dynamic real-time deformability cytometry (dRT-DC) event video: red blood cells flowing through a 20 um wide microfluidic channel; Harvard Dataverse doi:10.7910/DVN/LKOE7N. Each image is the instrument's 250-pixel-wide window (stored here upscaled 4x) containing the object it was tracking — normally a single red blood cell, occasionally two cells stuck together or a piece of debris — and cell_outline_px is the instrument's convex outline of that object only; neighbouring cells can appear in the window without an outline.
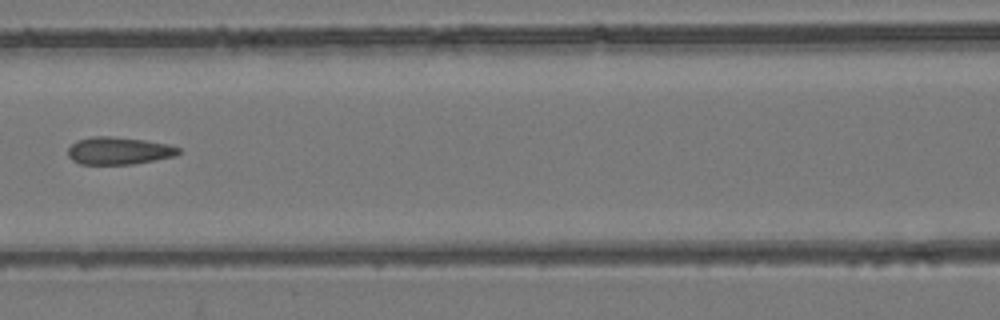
{"species": "common noctule bat (a hibernating species)", "species_latin": "Nyctalus noctula", "temperature_condition": "room temperature", "stored_images_in_passage": 8, "camera_frame_rate_fps": 3000, "um_per_image_px": 0.085, "animal": {"sex": "female", "body_mass_g": 24.6, "forearm_length_mm": 56.2}, "frame": {"image": 1, "passage_image": 8, "time_ms": 2.333, "image_size_px": [1000, 320], "cell_outline_px": [[180, 152], [176, 156], [132, 164], [80, 164], [72, 160], [68, 156], [68, 148], [76, 140], [92, 136], [108, 136], [144, 140], [168, 144], [180, 148]], "centroid_in_image_um": [10.08, 12.81], "position_along_channel_um": 156.5, "area_um2": 17.69}}